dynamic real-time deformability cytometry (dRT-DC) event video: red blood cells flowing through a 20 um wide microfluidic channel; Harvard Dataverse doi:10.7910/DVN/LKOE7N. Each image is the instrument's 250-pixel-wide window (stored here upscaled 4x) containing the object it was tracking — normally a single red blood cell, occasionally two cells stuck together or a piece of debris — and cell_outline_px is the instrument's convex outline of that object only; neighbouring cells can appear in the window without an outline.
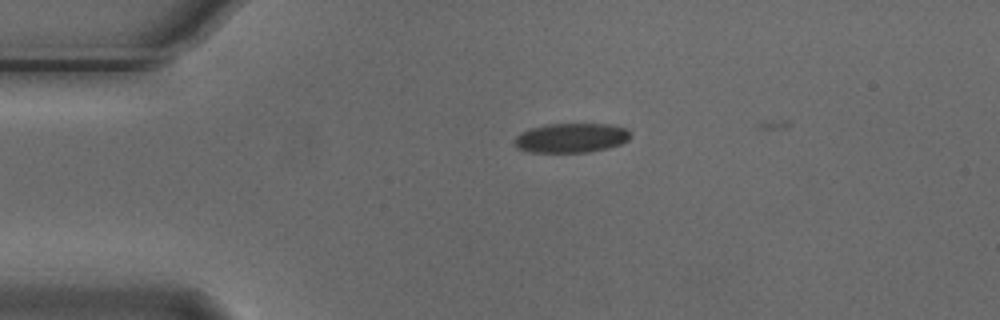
{"species": "Egyptian fruit bat (a non-hibernating species)", "species_latin": "Rousettus aegyptiacus", "temperature_condition": "cold", "stored_images_in_passage": 3, "camera_frame_rate_fps": 3000, "um_per_image_px": 0.085, "animal": {"sex": "male"}, "frame": {"image": 1, "passage_image": 2, "time_ms": 0.333, "image_size_px": [1000, 320], "cell_outline_px": [[628, 140], [620, 144], [608, 148], [588, 152], [532, 152], [516, 148], [516, 136], [520, 132], [544, 124], [608, 124], [624, 128], [628, 132]], "centroid_in_image_um": [48.52, 11.72], "position_along_channel_um": 36.5, "area_um2": 19.65}}